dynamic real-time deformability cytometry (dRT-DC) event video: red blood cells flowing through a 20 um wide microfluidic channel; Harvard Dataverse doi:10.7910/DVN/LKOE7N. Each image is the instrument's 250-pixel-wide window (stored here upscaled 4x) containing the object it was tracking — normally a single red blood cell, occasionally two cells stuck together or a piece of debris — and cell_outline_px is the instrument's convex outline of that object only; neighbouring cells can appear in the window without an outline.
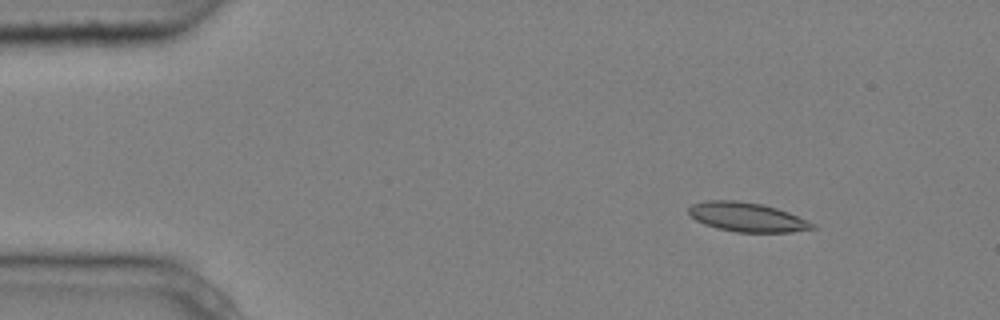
{"species": "common noctule bat (a hibernating species)", "species_latin": "Nyctalus noctula", "temperature_condition": "cold", "stored_images_in_passage": 7, "camera_frame_rate_fps": 3000, "um_per_image_px": 0.085, "animal": {"sex": "male", "body_mass_g": 20.4}, "frame": {"image": 1, "passage_image": 2, "time_ms": 0.333, "image_size_px": [1000, 320], "cell_outline_px": [[816, 228], [792, 232], [736, 232], [716, 228], [704, 224], [696, 220], [688, 212], [688, 208], [692, 204], [704, 200], [736, 200], [760, 204], [776, 208], [788, 212], [808, 220], [816, 224]], "centroid_in_image_um": [63.5, 18.45], "position_along_channel_um": 21.5, "area_um2": 21.1}}
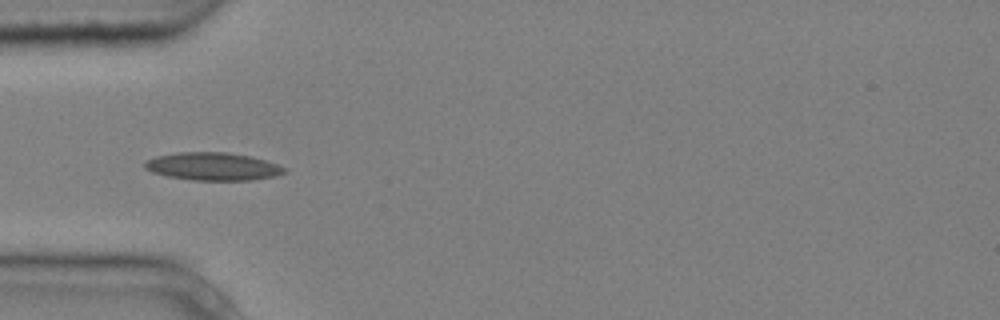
{"frame": {"image": 2, "passage_image": 5, "time_ms": 1.333, "image_size_px": [1000, 320], "cell_outline_px": [[288, 172], [276, 176], [248, 180], [192, 180], [168, 176], [152, 172], [144, 168], [144, 164], [148, 160], [156, 156], [176, 152], [228, 152], [252, 156], [288, 168]], "centroid_in_image_um": [18.12, 14.14], "position_along_channel_um": 66.9, "area_um2": 22.72}}
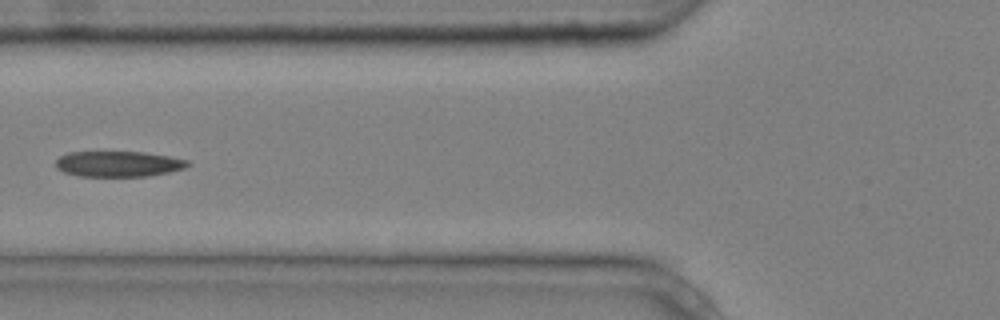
{"frame": {"image": 3, "passage_image": 6, "time_ms": 1.667, "image_size_px": [1000, 320], "cell_outline_px": [[192, 164], [184, 168], [168, 172], [148, 176], [80, 176], [64, 172], [56, 168], [56, 160], [60, 156], [68, 152], [144, 152], [168, 156], [188, 160]], "centroid_in_image_um": [10.06, 13.93], "position_along_channel_um": 115.7, "area_um2": 19.65}}